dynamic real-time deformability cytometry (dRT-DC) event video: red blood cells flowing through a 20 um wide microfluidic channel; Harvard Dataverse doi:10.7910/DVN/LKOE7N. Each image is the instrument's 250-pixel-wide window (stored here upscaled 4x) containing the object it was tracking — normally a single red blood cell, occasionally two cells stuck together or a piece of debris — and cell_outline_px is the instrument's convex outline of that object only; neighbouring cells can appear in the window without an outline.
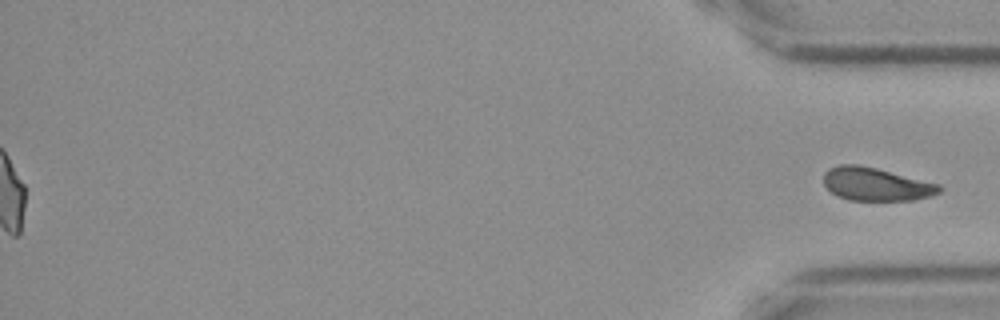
{"species": "Egyptian fruit bat (a non-hibernating species)", "species_latin": "Rousettus aegyptiacus", "temperature_condition": "cold", "stored_images_in_passage": 41, "segment_of_instrument_passage": [2, 2], "camera_frame_rate_fps": 3000, "um_per_image_px": 0.085, "frame": {"image": 1, "passage_image": 41, "time_ms": 13.333, "image_size_px": [1000, 320], "cell_outline_px": [[944, 188], [940, 192], [932, 196], [912, 200], [848, 200], [836, 196], [824, 184], [824, 172], [828, 168], [840, 164], [856, 164], [876, 168], [940, 184]], "centroid_in_image_um": [74.47, 15.66], "position_along_channel_um": 360.7, "area_um2": 22.43}}